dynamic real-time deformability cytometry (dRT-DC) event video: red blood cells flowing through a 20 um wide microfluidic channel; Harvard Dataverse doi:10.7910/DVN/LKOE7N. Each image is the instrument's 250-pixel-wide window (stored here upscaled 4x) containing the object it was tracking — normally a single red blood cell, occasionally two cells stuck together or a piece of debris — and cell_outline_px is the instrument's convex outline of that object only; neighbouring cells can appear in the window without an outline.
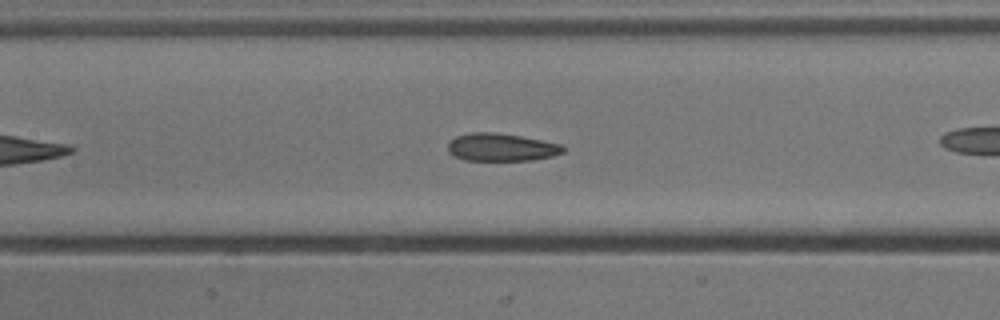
{"species": "common noctule bat (a hibernating species)", "species_latin": "Nyctalus noctula", "temperature_condition": "cold", "stored_images_in_passage": 25, "camera_frame_rate_fps": 3000, "um_per_image_px": 0.085, "animal": {"sex": "male", "body_mass_g": 13.3}, "frame": {"image": 1, "passage_image": 8, "time_ms": 2.333, "image_size_px": [1000, 320], "cell_outline_px": [[568, 148], [564, 152], [552, 156], [532, 160], [464, 160], [452, 156], [448, 152], [448, 144], [456, 136], [472, 132], [496, 132], [520, 136], [560, 144]], "centroid_in_image_um": [42.6, 12.52], "position_along_channel_um": 164.8, "area_um2": 18.67}}
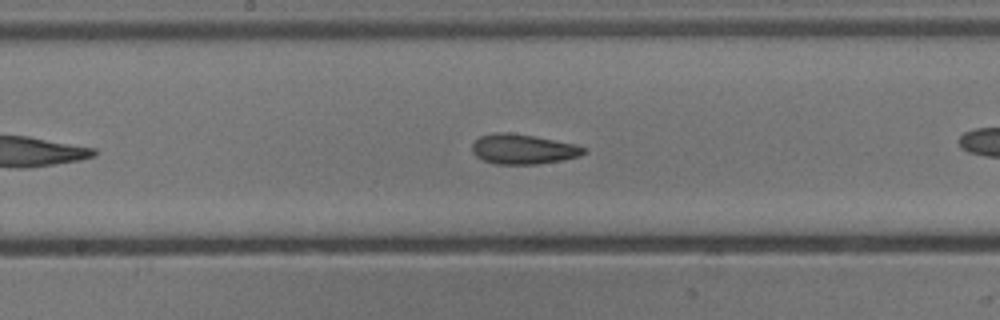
{"frame": {"image": 2, "passage_image": 11, "time_ms": 3.333, "image_size_px": [1000, 320], "cell_outline_px": [[588, 152], [580, 156], [564, 160], [536, 164], [496, 164], [484, 160], [476, 156], [472, 152], [472, 144], [480, 136], [500, 132], [504, 132], [532, 136], [576, 144], [588, 148]], "centroid_in_image_um": [44.51, 12.69], "position_along_channel_um": 203.7, "area_um2": 19.42}}